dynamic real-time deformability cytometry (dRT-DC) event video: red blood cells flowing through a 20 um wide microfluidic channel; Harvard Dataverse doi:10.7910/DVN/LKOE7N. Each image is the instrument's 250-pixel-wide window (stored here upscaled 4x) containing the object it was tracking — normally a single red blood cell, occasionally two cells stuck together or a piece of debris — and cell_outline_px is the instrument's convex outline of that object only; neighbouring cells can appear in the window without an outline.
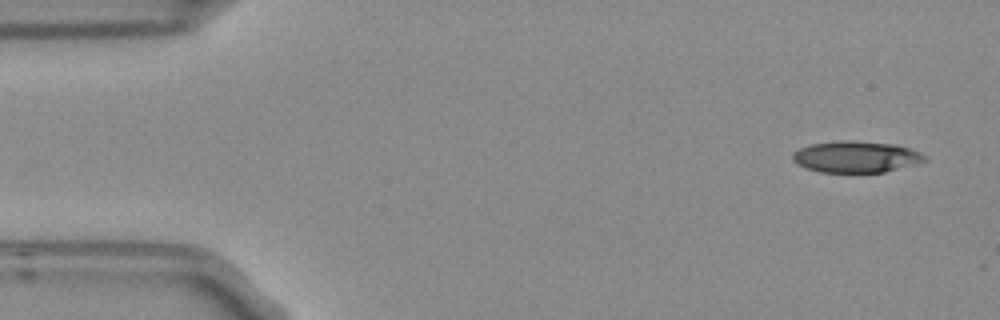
{"species": "Egyptian fruit bat (a non-hibernating species)", "species_latin": "Rousettus aegyptiacus", "temperature_condition": "room temperature", "stored_images_in_passage": 10, "camera_frame_rate_fps": 3000, "um_per_image_px": 0.085, "frame": {"image": 1, "passage_image": 1, "time_ms": 0.0, "image_size_px": [1000, 320], "cell_outline_px": [[928, 160], [916, 164], [884, 172], [820, 172], [804, 168], [796, 164], [792, 160], [792, 152], [800, 148], [812, 144], [840, 140], [852, 140], [896, 144], [920, 152]], "centroid_in_image_um": [72.73, 13.33], "position_along_channel_um": 12.3, "area_um2": 24.33}}
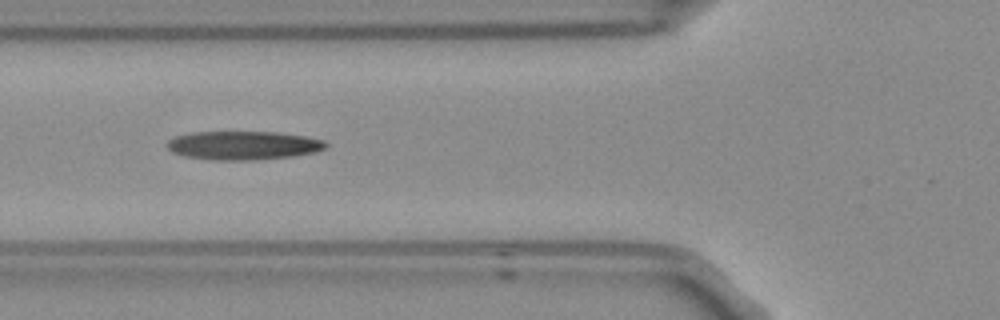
{"frame": {"image": 2, "passage_image": 5, "time_ms": 1.333, "image_size_px": [1000, 320], "cell_outline_px": [[328, 148], [316, 152], [292, 156], [252, 160], [212, 160], [184, 156], [172, 152], [164, 144], [168, 140], [176, 136], [188, 132], [276, 132], [304, 136], [324, 140], [328, 144]], "centroid_in_image_um": [20.66, 12.36], "position_along_channel_um": 105.1, "area_um2": 26.7}}
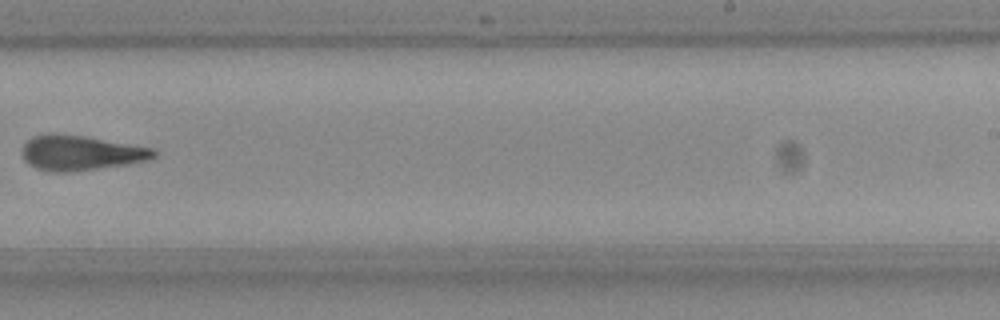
{"frame": {"image": 3, "passage_image": 9, "time_ms": 2.667, "image_size_px": [1000, 320], "cell_outline_px": [[156, 156], [148, 160], [128, 164], [68, 172], [48, 172], [36, 168], [28, 164], [24, 160], [20, 152], [24, 144], [32, 136], [84, 136], [156, 148]], "centroid_in_image_um": [6.89, 13.03], "position_along_channel_um": 282.1, "area_um2": 26.41}}